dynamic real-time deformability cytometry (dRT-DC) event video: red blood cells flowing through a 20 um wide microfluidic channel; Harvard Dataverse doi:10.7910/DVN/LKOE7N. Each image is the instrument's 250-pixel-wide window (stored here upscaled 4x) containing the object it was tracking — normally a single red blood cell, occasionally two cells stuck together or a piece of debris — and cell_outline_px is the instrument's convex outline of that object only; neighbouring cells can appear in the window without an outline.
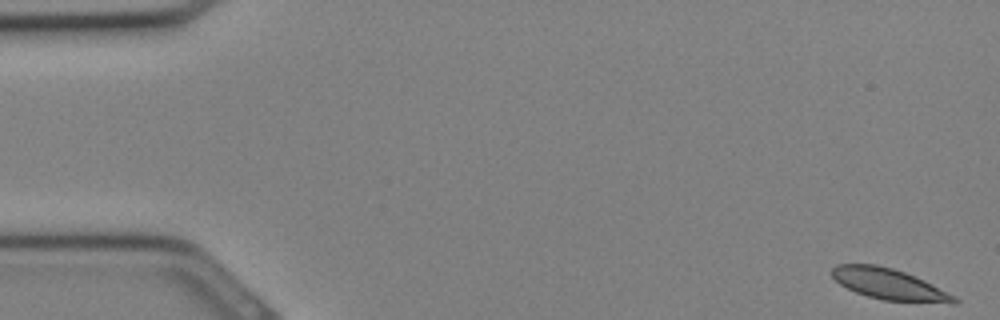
{"species": "Egyptian fruit bat (a non-hibernating species)", "species_latin": "Rousettus aegyptiacus", "temperature_condition": "cold", "stored_images_in_passage": 8, "camera_frame_rate_fps": 3000, "um_per_image_px": 0.085, "animal": {"sex": "female"}, "frame": {"image": 1, "passage_image": 1, "time_ms": 0.0, "image_size_px": [1000, 320], "cell_outline_px": [[960, 300], [956, 304], [884, 300], [868, 296], [856, 292], [840, 284], [832, 276], [832, 268], [836, 264], [876, 264], [892, 268], [916, 276], [956, 296]], "centroid_in_image_um": [75.62, 24.16], "position_along_channel_um": 9.4, "area_um2": 22.08}}